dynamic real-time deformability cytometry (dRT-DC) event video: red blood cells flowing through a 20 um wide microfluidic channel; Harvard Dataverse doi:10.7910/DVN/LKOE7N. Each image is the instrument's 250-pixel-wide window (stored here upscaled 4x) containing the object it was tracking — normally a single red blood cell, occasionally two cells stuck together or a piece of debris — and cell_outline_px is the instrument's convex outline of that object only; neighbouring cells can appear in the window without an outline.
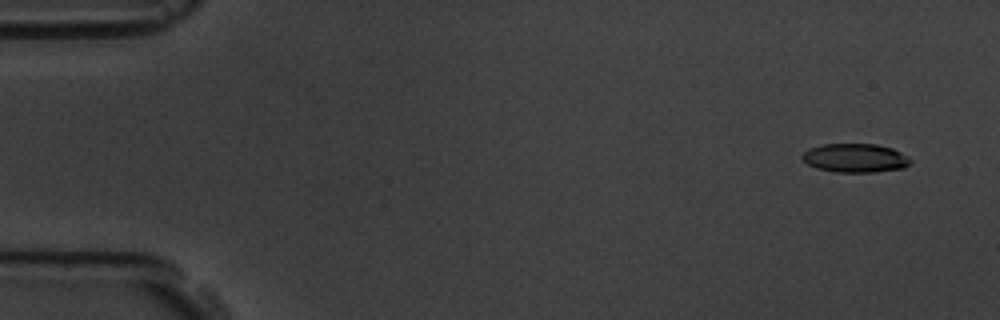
{"species": "common noctule bat (a hibernating species)", "species_latin": "Nyctalus noctula", "temperature_condition": "room temperature", "stored_images_in_passage": 5, "camera_frame_rate_fps": 3000, "um_per_image_px": 0.085, "animal": {"sex": "male", "body_mass_g": 19.5, "forearm_length_mm": 54.6}, "frame": {"image": 1, "passage_image": 1, "time_ms": 0.0, "image_size_px": [1000, 320], "cell_outline_px": [[912, 160], [904, 168], [872, 172], [836, 172], [816, 168], [808, 164], [800, 156], [808, 148], [820, 144], [876, 144], [892, 148], [900, 152]], "centroid_in_image_um": [72.66, 13.42], "position_along_channel_um": 12.3, "area_um2": 18.15}}
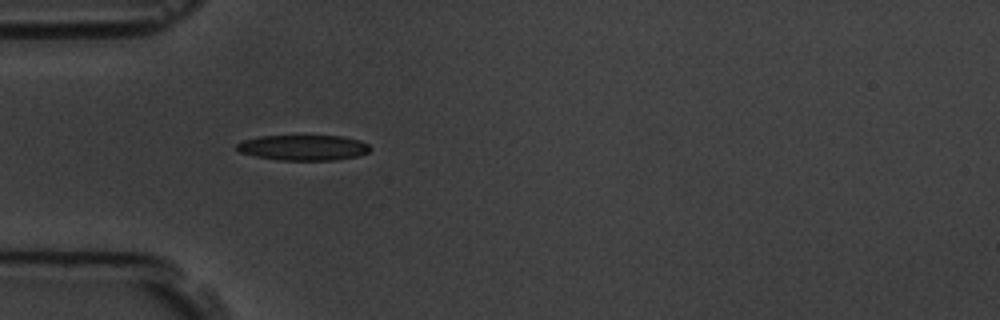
{"frame": {"image": 2, "passage_image": 5, "time_ms": 4.667, "image_size_px": [1000, 320], "cell_outline_px": [[372, 148], [368, 152], [356, 156], [336, 160], [276, 160], [256, 156], [240, 152], [236, 148], [236, 144], [244, 140], [260, 136], [344, 136], [360, 140], [368, 144]], "centroid_in_image_um": [25.8, 12.55], "position_along_channel_um": 59.2, "area_um2": 19.77}}